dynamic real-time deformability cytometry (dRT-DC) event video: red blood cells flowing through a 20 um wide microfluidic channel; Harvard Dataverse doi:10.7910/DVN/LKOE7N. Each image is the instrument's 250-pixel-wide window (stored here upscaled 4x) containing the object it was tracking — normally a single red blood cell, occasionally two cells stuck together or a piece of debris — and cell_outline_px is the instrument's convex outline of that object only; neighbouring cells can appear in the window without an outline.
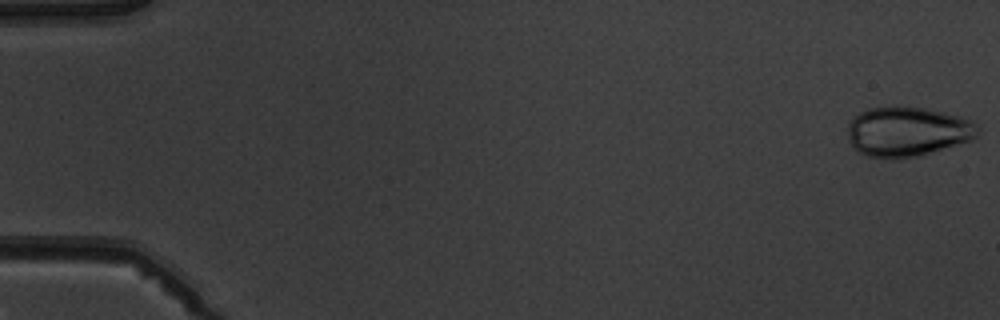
{"species": "common noctule bat (a hibernating species)", "species_latin": "Nyctalus noctula", "temperature_condition": "warm", "stored_images_in_passage": 5, "camera_frame_rate_fps": 3000, "um_per_image_px": 0.085, "animal": {"sex": "male", "body_mass_g": 19.5, "forearm_length_mm": 54.6}, "frame": {"image": 1, "passage_image": 1, "time_ms": 0.0, "image_size_px": [1000, 320], "cell_outline_px": [[980, 132], [972, 140], [920, 156], [900, 160], [892, 160], [868, 156], [860, 152], [848, 140], [848, 124], [860, 112], [868, 108], [928, 108], [960, 116], [972, 120], [980, 128]], "centroid_in_image_um": [77.18, 11.22], "position_along_channel_um": 7.8, "area_um2": 37.8}}